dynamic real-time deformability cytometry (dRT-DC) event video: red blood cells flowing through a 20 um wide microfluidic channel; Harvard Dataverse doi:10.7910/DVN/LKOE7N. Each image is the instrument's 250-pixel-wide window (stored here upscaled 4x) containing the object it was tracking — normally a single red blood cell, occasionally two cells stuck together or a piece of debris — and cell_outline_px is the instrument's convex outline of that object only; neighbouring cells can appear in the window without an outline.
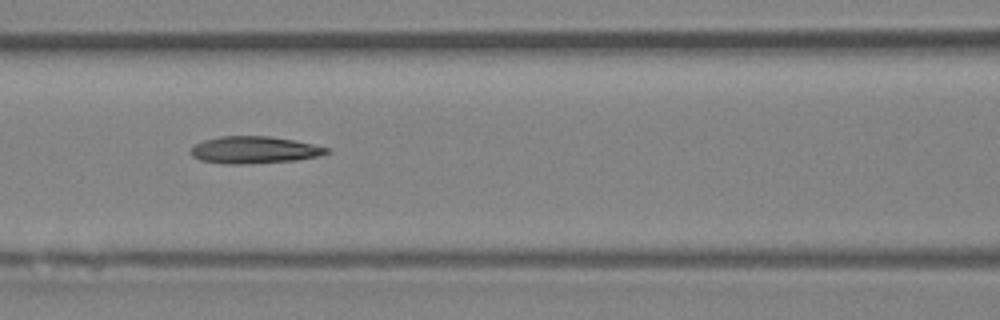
{"species": "Egyptian fruit bat (a non-hibernating species)", "species_latin": "Rousettus aegyptiacus", "temperature_condition": "room temperature", "stored_images_in_passage": 9, "camera_frame_rate_fps": 3000, "um_per_image_px": 0.085, "animal": {"sex": "female"}, "frame": {"image": 1, "passage_image": 6, "time_ms": 6.667, "image_size_px": [1000, 320], "cell_outline_px": [[332, 152], [320, 156], [296, 160], [240, 164], [220, 164], [200, 160], [192, 156], [188, 152], [196, 144], [204, 140], [220, 136], [268, 136], [292, 140], [312, 144], [328, 148]], "centroid_in_image_um": [21.59, 12.75], "position_along_channel_um": 145.0, "area_um2": 21.44}}
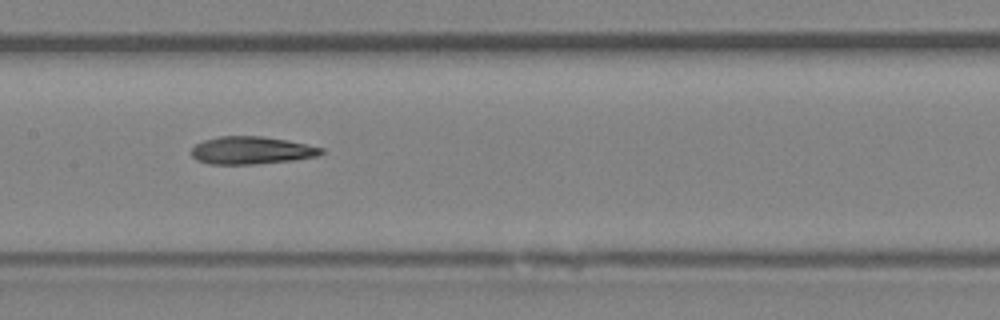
{"frame": {"image": 2, "passage_image": 7, "time_ms": 7.667, "image_size_px": [1000, 320], "cell_outline_px": [[324, 152], [316, 156], [292, 160], [256, 164], [208, 164], [196, 160], [192, 156], [192, 148], [196, 144], [204, 140], [220, 136], [264, 136], [288, 140], [324, 148]], "centroid_in_image_um": [21.36, 12.78], "position_along_channel_um": 186.0, "area_um2": 20.92}}